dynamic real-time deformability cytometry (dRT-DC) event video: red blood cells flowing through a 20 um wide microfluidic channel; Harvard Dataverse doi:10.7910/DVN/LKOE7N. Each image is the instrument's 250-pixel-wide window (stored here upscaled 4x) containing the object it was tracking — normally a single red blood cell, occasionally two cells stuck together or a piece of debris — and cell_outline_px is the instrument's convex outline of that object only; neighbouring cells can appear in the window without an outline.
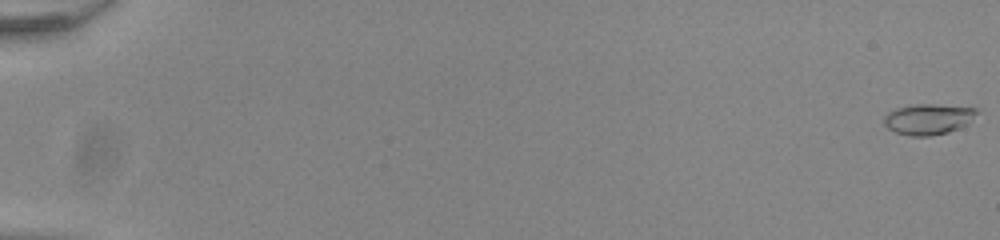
{"species": "common noctule bat (a hibernating species)", "species_latin": "Nyctalus noctula", "temperature_condition": "room temperature", "stored_images_in_passage": 55, "camera_frame_rate_fps": 3000, "um_per_image_px": 0.085, "animal": {"sex": "male", "body_mass_g": 20.0, "forearm_length_mm": 53.3}, "frame": {"image": 1, "passage_image": 1, "time_ms": 0.0, "image_size_px": [1000, 240], "cell_outline_px": [[976, 112], [968, 124], [948, 132], [932, 136], [908, 136], [896, 132], [888, 128], [884, 124], [884, 116], [888, 112], [896, 108], [912, 104], [936, 104], [976, 108]], "centroid_in_image_um": [78.86, 10.13], "position_along_channel_um": 6.1, "area_um2": 16.59}}
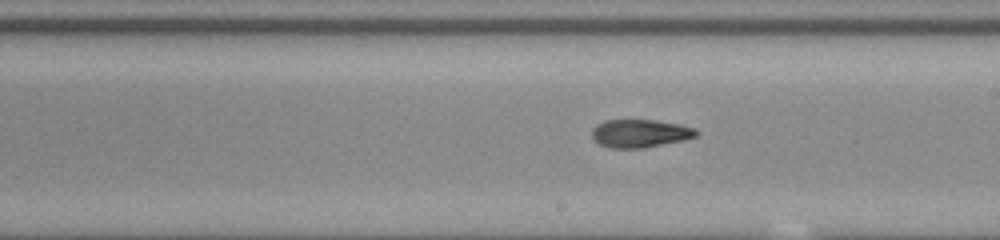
{"frame": {"image": 2, "passage_image": 34, "time_ms": 11.0, "image_size_px": [1000, 240], "cell_outline_px": [[700, 132], [696, 136], [684, 140], [644, 148], [608, 148], [592, 140], [592, 128], [596, 124], [604, 120], [652, 120], [680, 124], [696, 128]], "centroid_in_image_um": [54.39, 11.34], "position_along_channel_um": 234.6, "area_um2": 17.28}}
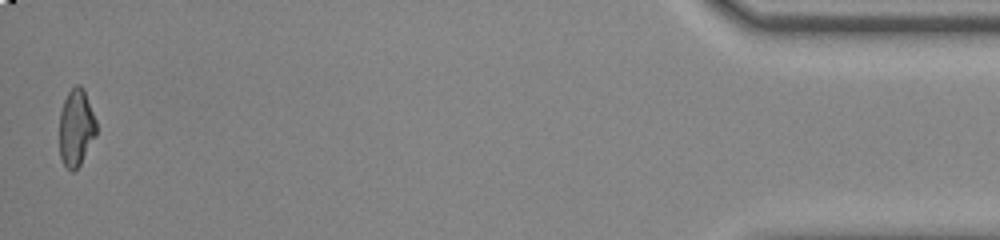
{"frame": {"image": 3, "passage_image": 55, "time_ms": 18.0, "image_size_px": [1000, 240], "cell_outline_px": [[96, 136], [80, 164], [72, 172], [64, 164], [60, 156], [60, 112], [64, 100], [68, 92], [76, 84], [80, 84], [84, 88], [96, 120]], "centroid_in_image_um": [6.48, 10.82], "position_along_channel_um": 428.7, "area_um2": 16.53}, "authors_computed_cell_mechanics": {"area_um2": 17.051, "velocity_mm_per_s": 3.9053, "shape_relaxation_time_tau1_ms": 6.9818, "shape_relaxation_time_tau2_ms": 2.3947, "deformation_change_tau1": 0.2055, "deformation_change_tau2": 0.0887}}